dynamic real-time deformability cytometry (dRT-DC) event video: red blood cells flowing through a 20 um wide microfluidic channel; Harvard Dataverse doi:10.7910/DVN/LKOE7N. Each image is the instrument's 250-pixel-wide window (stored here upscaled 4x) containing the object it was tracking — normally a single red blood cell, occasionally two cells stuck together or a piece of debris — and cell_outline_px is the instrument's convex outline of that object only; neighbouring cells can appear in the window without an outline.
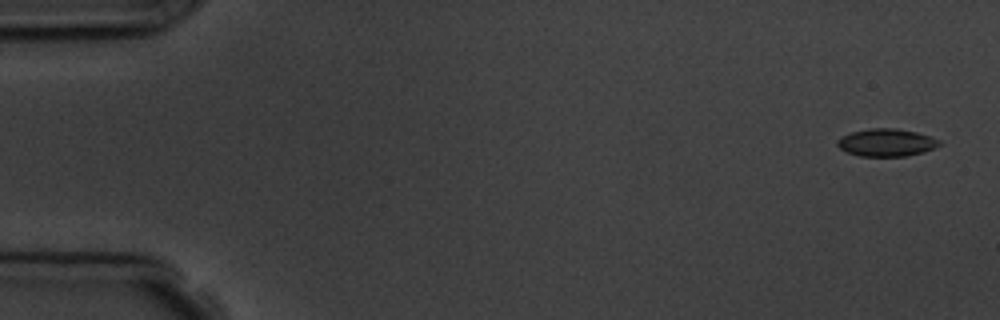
{"species": "common noctule bat (a hibernating species)", "species_latin": "Nyctalus noctula", "temperature_condition": "room temperature", "stored_images_in_passage": 5, "camera_frame_rate_fps": 3000, "um_per_image_px": 0.085, "animal": {"sex": "male", "body_mass_g": 19.5, "forearm_length_mm": 54.6}, "frame": {"image": 1, "passage_image": 1, "time_ms": 0.0, "image_size_px": [1000, 320], "cell_outline_px": [[940, 144], [936, 148], [924, 152], [908, 156], [860, 156], [848, 152], [840, 148], [836, 144], [836, 140], [852, 132], [872, 128], [896, 128], [916, 132], [940, 140]], "centroid_in_image_um": [75.37, 12.12], "position_along_channel_um": 9.6, "area_um2": 16.3}}